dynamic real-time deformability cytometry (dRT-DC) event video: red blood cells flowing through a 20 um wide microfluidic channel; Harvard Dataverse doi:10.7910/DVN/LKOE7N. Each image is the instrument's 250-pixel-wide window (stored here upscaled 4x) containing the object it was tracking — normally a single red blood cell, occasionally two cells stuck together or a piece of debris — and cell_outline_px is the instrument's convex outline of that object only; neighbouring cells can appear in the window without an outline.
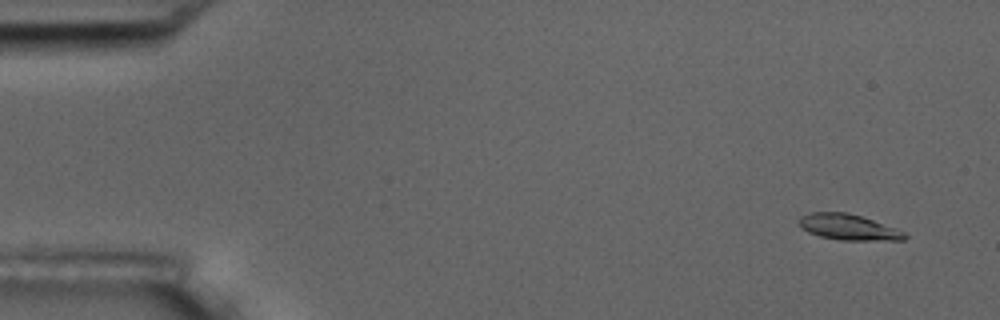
{"species": "common noctule bat (a hibernating species)", "species_latin": "Nyctalus noctula", "temperature_condition": "room temperature", "stored_images_in_passage": 5, "camera_frame_rate_fps": 3000, "um_per_image_px": 0.085, "animal": {"sex": "male", "body_mass_g": 17.5, "forearm_length_mm": 52.3}, "frame": {"image": 1, "passage_image": 2, "time_ms": 1.0, "image_size_px": [1000, 320], "cell_outline_px": [[908, 236], [904, 240], [840, 240], [820, 236], [808, 232], [800, 228], [800, 216], [812, 212], [848, 212], [872, 220], [904, 232]], "centroid_in_image_um": [72.08, 19.31], "position_along_channel_um": 12.9, "area_um2": 15.66}}
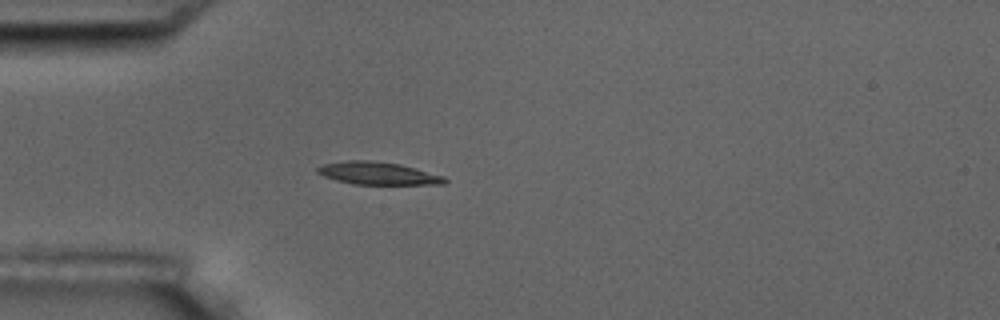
{"frame": {"image": 2, "passage_image": 5, "time_ms": 5.333, "image_size_px": [1000, 320], "cell_outline_px": [[448, 180], [444, 184], [352, 184], [336, 180], [324, 176], [316, 172], [316, 168], [324, 164], [348, 160], [368, 160], [400, 164], [444, 176]], "centroid_in_image_um": [32.11, 14.73], "position_along_channel_um": 52.9, "area_um2": 16.65}}